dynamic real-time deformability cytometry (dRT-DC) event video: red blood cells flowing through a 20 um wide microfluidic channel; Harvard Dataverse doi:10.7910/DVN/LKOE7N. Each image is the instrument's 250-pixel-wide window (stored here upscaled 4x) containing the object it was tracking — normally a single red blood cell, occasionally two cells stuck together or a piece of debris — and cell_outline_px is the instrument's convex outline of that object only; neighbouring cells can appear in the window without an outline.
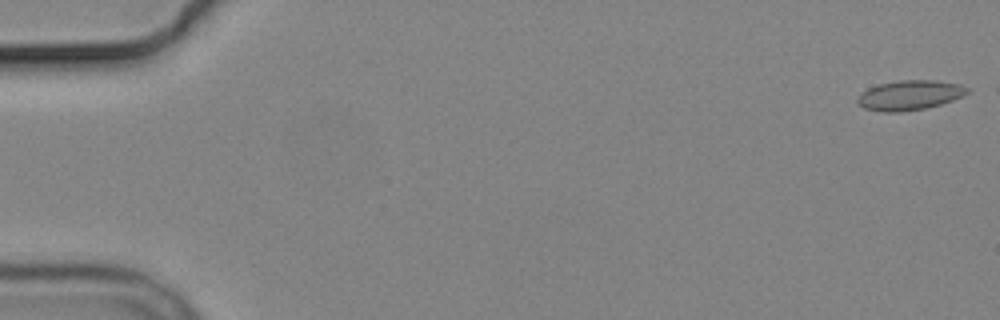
{"species": "common noctule bat (a hibernating species)", "species_latin": "Nyctalus noctula", "temperature_condition": "cold", "stored_images_in_passage": 6, "camera_frame_rate_fps": 3000, "um_per_image_px": 0.085, "animal": {"sex": "male", "body_mass_g": 19.2, "forearm_length_mm": 51.8}, "frame": {"image": 1, "passage_image": 1, "time_ms": 0.0, "image_size_px": [1000, 320], "cell_outline_px": [[972, 92], [964, 96], [940, 104], [924, 108], [900, 112], [880, 112], [864, 108], [856, 104], [856, 96], [868, 88], [880, 84], [900, 80], [936, 80], [960, 84], [968, 88]], "centroid_in_image_um": [77.31, 8.09], "position_along_channel_um": 7.7, "area_um2": 19.25}}